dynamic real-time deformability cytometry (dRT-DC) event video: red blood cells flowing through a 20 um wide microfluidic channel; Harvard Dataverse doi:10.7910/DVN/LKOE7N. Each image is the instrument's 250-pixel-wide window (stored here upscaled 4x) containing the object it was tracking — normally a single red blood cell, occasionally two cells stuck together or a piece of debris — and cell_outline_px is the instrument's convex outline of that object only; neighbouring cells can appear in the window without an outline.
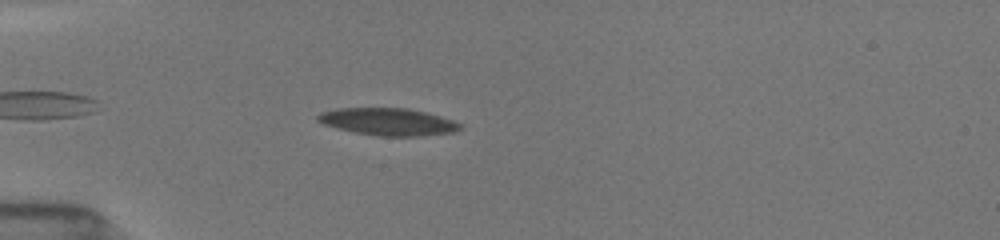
{"species": "common noctule bat (a hibernating species)", "species_latin": "Nyctalus noctula", "temperature_condition": "room temperature", "stored_images_in_passage": 12, "camera_frame_rate_fps": 3000, "um_per_image_px": 0.085, "animal": {"sex": "female", "body_mass_g": 19.5, "forearm_length_mm": 54.1}, "frame": {"image": 1, "passage_image": 4, "time_ms": 1.0, "image_size_px": [1000, 240], "cell_outline_px": [[460, 128], [456, 132], [420, 136], [380, 136], [356, 132], [336, 128], [324, 124], [316, 120], [316, 116], [320, 112], [336, 108], [408, 108], [440, 116], [452, 120], [460, 124]], "centroid_in_image_um": [32.95, 10.34], "position_along_channel_um": 52.0, "area_um2": 22.54}}
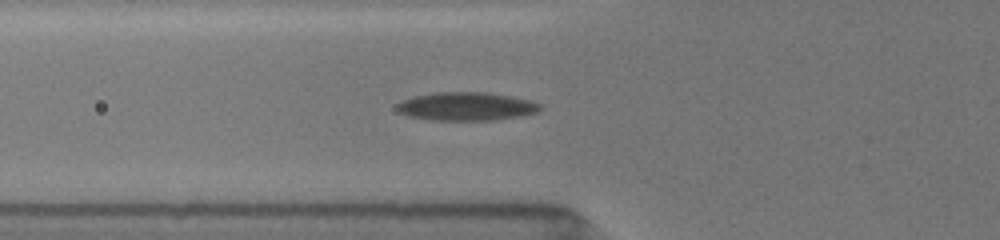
{"frame": {"image": 2, "passage_image": 8, "time_ms": 2.333, "image_size_px": [1000, 240], "cell_outline_px": [[540, 108], [536, 112], [520, 116], [492, 120], [432, 120], [408, 116], [400, 112], [396, 108], [396, 104], [400, 100], [432, 92], [488, 92], [512, 96], [528, 100], [540, 104]], "centroid_in_image_um": [39.59, 9.03], "position_along_channel_um": 86.2, "area_um2": 23.64}}
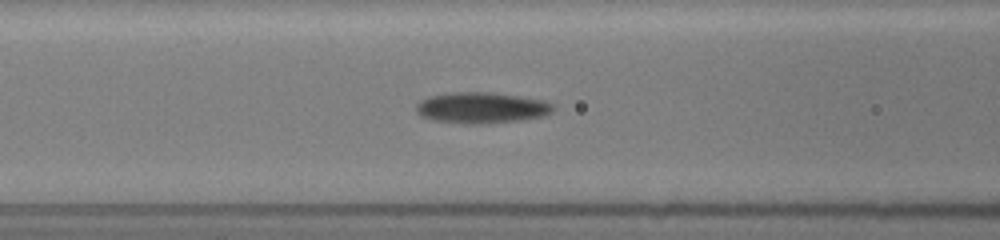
{"frame": {"image": 3, "passage_image": 11, "time_ms": 3.333, "image_size_px": [1000, 240], "cell_outline_px": [[556, 108], [552, 112], [544, 116], [520, 120], [480, 124], [468, 124], [432, 120], [420, 116], [416, 112], [416, 104], [420, 100], [428, 96], [448, 92], [488, 92], [544, 100], [552, 104]], "centroid_in_image_um": [40.89, 9.16], "position_along_channel_um": 125.7, "area_um2": 24.91}}